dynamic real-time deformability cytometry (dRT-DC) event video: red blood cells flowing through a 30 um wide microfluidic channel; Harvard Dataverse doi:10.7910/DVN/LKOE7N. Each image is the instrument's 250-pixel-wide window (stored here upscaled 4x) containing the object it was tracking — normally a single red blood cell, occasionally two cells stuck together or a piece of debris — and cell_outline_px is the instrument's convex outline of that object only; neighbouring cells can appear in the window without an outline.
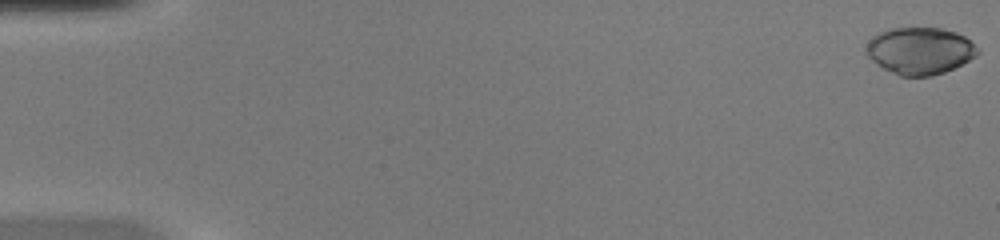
{"species": "common noctule bat (a hibernating species)", "species_latin": "Nyctalus noctula", "temperature_condition": "warm", "stored_images_in_passage": 51, "camera_frame_rate_fps": 3000, "um_per_image_px": 0.085, "animal": {"sex": "female", "body_mass_g": 20.0, "forearm_length_mm": 54.0}, "frame": {"image": 1, "passage_image": 1, "time_ms": 0.0, "image_size_px": [1000, 240], "cell_outline_px": [[980, 52], [976, 56], [944, 72], [932, 76], [900, 76], [884, 68], [872, 60], [864, 52], [864, 48], [868, 40], [872, 36], [880, 32], [892, 28], [940, 28], [956, 32], [964, 36], [980, 48]], "centroid_in_image_um": [78.18, 4.31], "position_along_channel_um": 6.8, "area_um2": 30.52}}
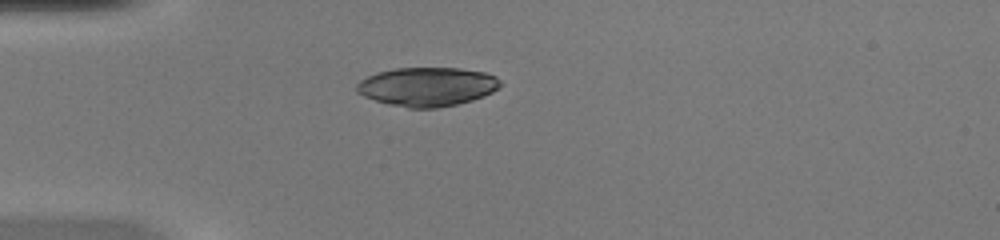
{"frame": {"image": 2, "passage_image": 15, "time_ms": 4.667, "image_size_px": [1000, 240], "cell_outline_px": [[500, 84], [492, 92], [484, 96], [472, 100], [456, 104], [436, 108], [408, 108], [388, 104], [364, 96], [356, 92], [356, 84], [360, 80], [376, 72], [396, 68], [460, 68], [484, 72], [496, 76], [500, 80]], "centroid_in_image_um": [36.29, 7.36], "position_along_channel_um": 48.7, "area_um2": 32.54}}
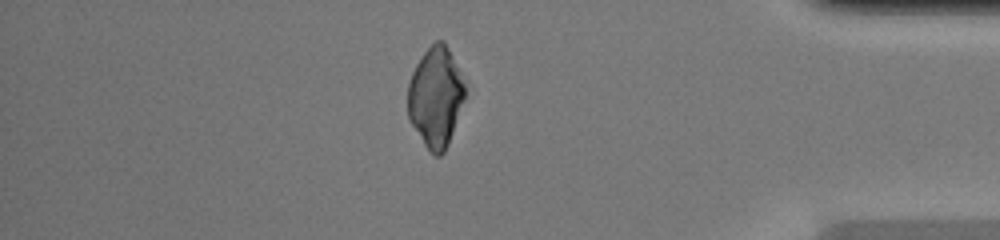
{"frame": {"image": 3, "passage_image": 44, "time_ms": 14.333, "image_size_px": [1000, 240], "cell_outline_px": [[464, 100], [448, 144], [444, 152], [440, 156], [436, 156], [424, 144], [412, 124], [408, 116], [408, 84], [412, 72], [416, 64], [424, 52], [436, 40], [444, 40], [464, 84]], "centroid_in_image_um": [37.01, 8.25], "position_along_channel_um": 398.2, "area_um2": 32.6}}